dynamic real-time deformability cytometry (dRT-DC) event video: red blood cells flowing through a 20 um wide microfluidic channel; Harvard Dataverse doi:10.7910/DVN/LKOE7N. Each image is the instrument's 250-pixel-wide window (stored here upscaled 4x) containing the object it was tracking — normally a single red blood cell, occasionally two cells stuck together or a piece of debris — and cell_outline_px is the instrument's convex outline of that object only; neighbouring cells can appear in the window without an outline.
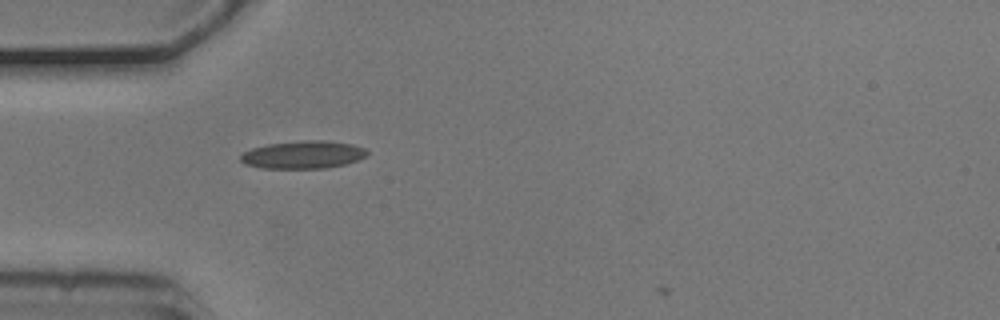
{"species": "common noctule bat (a hibernating species)", "species_latin": "Nyctalus noctula", "temperature_condition": "cold", "stored_images_in_passage": 35, "camera_frame_rate_fps": 3000, "um_per_image_px": 0.085, "animal": {"sex": "male", "body_mass_g": 20.5, "forearm_length_mm": 52.5}, "frame": {"image": 1, "passage_image": 1, "time_ms": 0.0, "image_size_px": [1000, 320], "cell_outline_px": [[368, 152], [364, 156], [356, 160], [344, 164], [324, 168], [260, 168], [244, 164], [240, 160], [240, 156], [244, 152], [252, 148], [268, 144], [300, 140], [324, 140], [352, 144], [364, 148]], "centroid_in_image_um": [25.72, 13.14], "position_along_channel_um": 59.3, "area_um2": 20.35}}
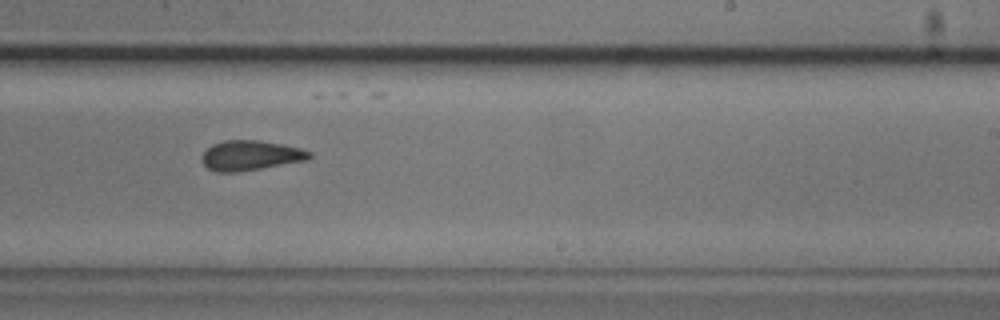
{"frame": {"image": 2, "passage_image": 18, "time_ms": 5.667, "image_size_px": [1000, 320], "cell_outline_px": [[312, 156], [308, 160], [236, 172], [216, 172], [208, 168], [200, 160], [204, 152], [212, 144], [224, 140], [256, 140], [284, 144], [300, 148], [312, 152]], "centroid_in_image_um": [21.3, 13.2], "position_along_channel_um": 267.7, "area_um2": 18.73}}
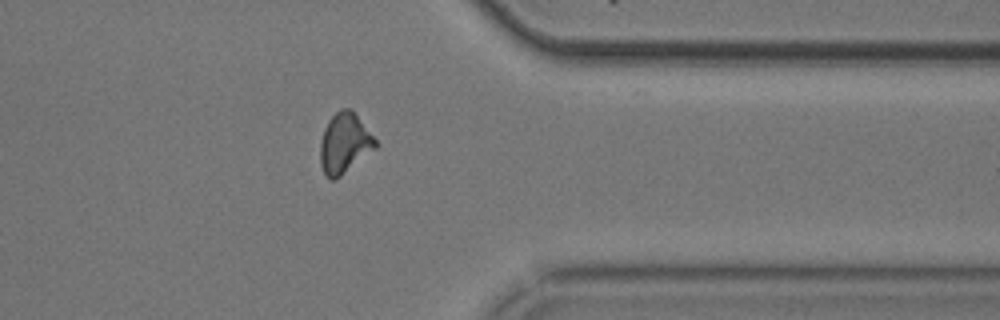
{"frame": {"image": 3, "passage_image": 28, "time_ms": 9.0, "image_size_px": [1000, 320], "cell_outline_px": [[376, 148], [336, 180], [332, 180], [324, 172], [320, 164], [320, 144], [324, 128], [328, 120], [340, 108], [352, 108], [376, 140]], "centroid_in_image_um": [29.27, 12.16], "position_along_channel_um": 382.1, "area_um2": 19.36}, "authors_computed_cell_mechanics": {"area_um2": 19.074, "velocity_mm_per_s": 3.7195, "shape_relaxation_time_tau1_ms": 5.8508, "shape_relaxation_time_tau2_ms": 2.1334, "deformation_change_tau1": 0.1505, "deformation_change_tau2": 0.0963}}